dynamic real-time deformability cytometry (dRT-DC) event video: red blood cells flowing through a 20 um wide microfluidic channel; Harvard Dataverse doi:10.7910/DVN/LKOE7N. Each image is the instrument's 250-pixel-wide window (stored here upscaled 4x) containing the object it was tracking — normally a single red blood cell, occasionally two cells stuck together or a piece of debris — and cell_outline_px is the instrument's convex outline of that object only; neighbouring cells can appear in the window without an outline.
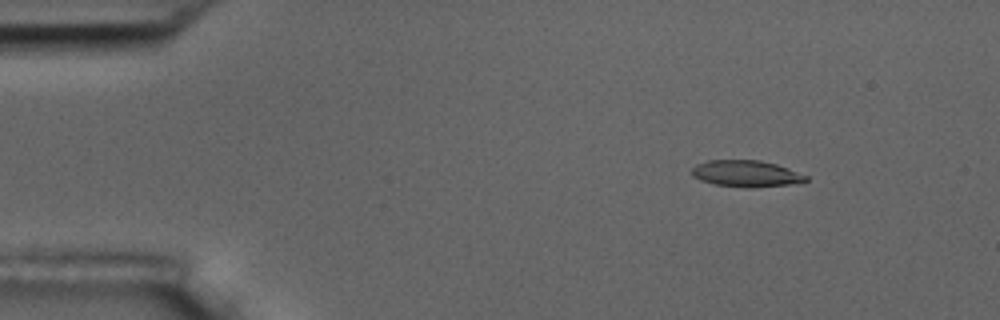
{"species": "common noctule bat (a hibernating species)", "species_latin": "Nyctalus noctula", "temperature_condition": "room temperature", "stored_images_in_passage": 6, "camera_frame_rate_fps": 3000, "um_per_image_px": 0.085, "animal": {"sex": "male", "body_mass_g": 17.5, "forearm_length_mm": 52.3}, "frame": {"image": 1, "passage_image": 2, "time_ms": 1.333, "image_size_px": [1000, 320], "cell_outline_px": [[808, 180], [804, 184], [752, 188], [748, 188], [716, 184], [700, 180], [692, 176], [692, 168], [696, 164], [708, 160], [760, 160], [776, 164], [808, 176]], "centroid_in_image_um": [63.48, 14.77], "position_along_channel_um": 21.5, "area_um2": 17.92}}
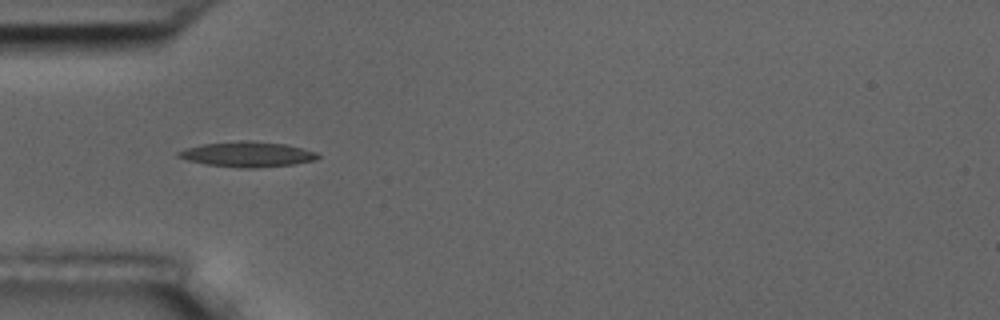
{"frame": {"image": 2, "passage_image": 5, "time_ms": 4.667, "image_size_px": [1000, 320], "cell_outline_px": [[320, 156], [316, 160], [292, 164], [256, 168], [240, 168], [204, 164], [188, 160], [176, 156], [176, 152], [184, 148], [204, 144], [244, 140], [248, 140], [284, 144], [316, 152]], "centroid_in_image_um": [20.99, 13.12], "position_along_channel_um": 64.0, "area_um2": 20.4}}